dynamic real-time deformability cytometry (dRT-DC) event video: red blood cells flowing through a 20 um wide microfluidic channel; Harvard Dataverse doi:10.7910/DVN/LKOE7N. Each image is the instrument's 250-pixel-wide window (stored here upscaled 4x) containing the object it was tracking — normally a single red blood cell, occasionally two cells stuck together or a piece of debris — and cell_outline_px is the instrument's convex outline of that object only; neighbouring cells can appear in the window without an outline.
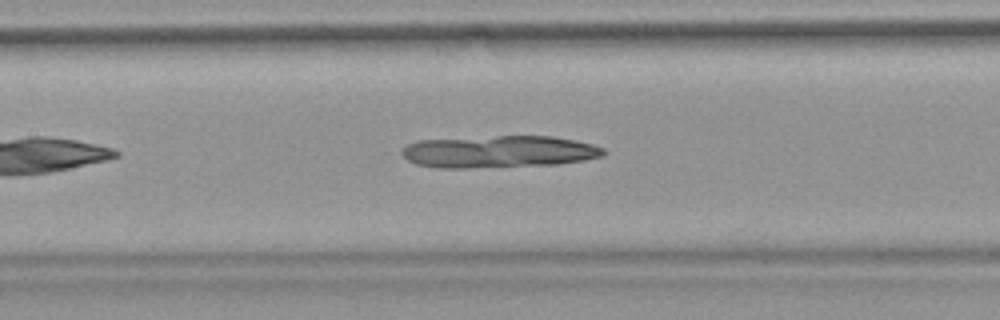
{"species": "common noctule bat (a hibernating species)", "species_latin": "Nyctalus noctula", "temperature_condition": "warm", "stored_images_in_passage": 26, "camera_frame_rate_fps": 3000, "um_per_image_px": 0.085, "animal": {"sex": "female", "body_mass_g": 18.4}, "frame": {"image": 1, "passage_image": 12, "time_ms": 3.667, "image_size_px": [1000, 320], "cell_outline_px": [[604, 156], [584, 160], [556, 164], [464, 168], [440, 168], [416, 164], [408, 160], [400, 152], [408, 144], [420, 140], [496, 136], [552, 136], [576, 140], [592, 144], [604, 148]], "centroid_in_image_um": [42.42, 12.89], "position_along_channel_um": 165.0, "area_um2": 37.57}}